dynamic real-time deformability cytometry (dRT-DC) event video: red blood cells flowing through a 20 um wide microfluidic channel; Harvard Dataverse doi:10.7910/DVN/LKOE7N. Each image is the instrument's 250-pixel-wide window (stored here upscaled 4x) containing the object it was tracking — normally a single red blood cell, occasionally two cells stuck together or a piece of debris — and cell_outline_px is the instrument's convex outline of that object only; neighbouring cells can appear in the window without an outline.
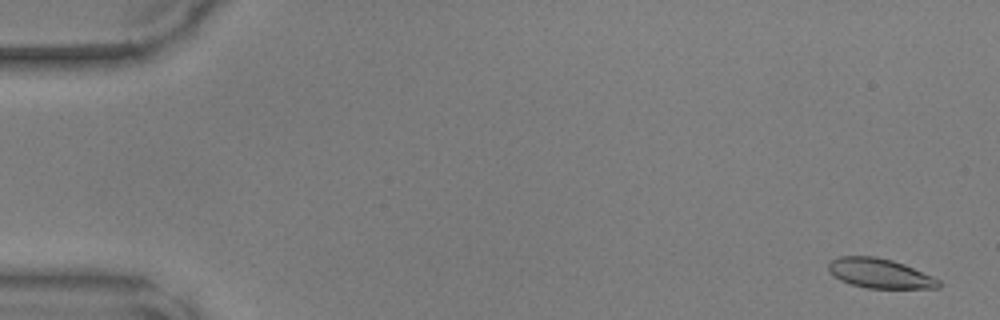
{"species": "common noctule bat (a hibernating species)", "species_latin": "Nyctalus noctula", "temperature_condition": "warm", "stored_images_in_passage": 50, "camera_frame_rate_fps": 3000, "um_per_image_px": 0.085, "animal": {"sex": "male", "body_mass_g": 17.9, "forearm_length_mm": 54.2}, "frame": {"image": 1, "passage_image": 2, "time_ms": 0.333, "image_size_px": [1000, 320], "cell_outline_px": [[940, 288], [868, 288], [852, 284], [840, 280], [828, 268], [828, 264], [832, 260], [840, 256], [876, 256], [892, 260], [904, 264], [932, 276], [940, 280]], "centroid_in_image_um": [74.81, 23.23], "position_along_channel_um": 10.2, "area_um2": 18.79}}
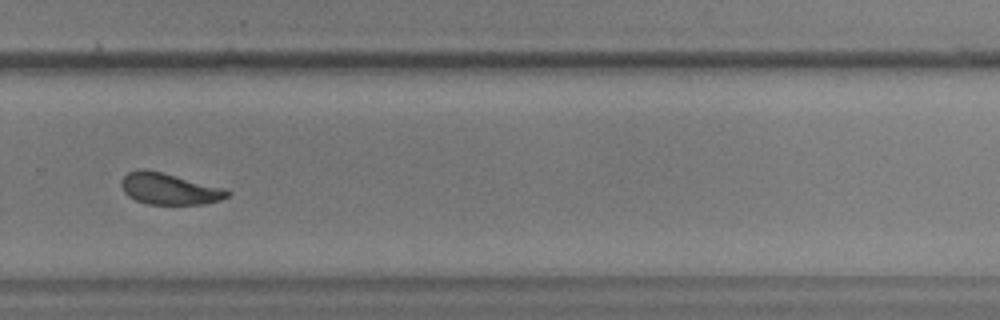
{"frame": {"image": 2, "passage_image": 34, "time_ms": 11.0, "image_size_px": [1000, 320], "cell_outline_px": [[232, 192], [228, 196], [220, 200], [204, 204], [148, 204], [136, 200], [128, 196], [124, 192], [120, 184], [120, 180], [128, 172], [140, 168], [144, 168], [224, 188]], "centroid_in_image_um": [14.35, 16.05], "position_along_channel_um": 315.4, "area_um2": 19.31}}
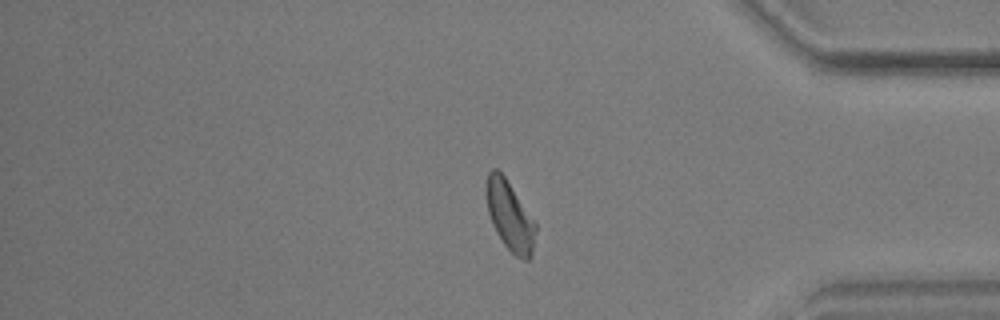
{"frame": {"image": 3, "passage_image": 41, "time_ms": 13.333, "image_size_px": [1000, 320], "cell_outline_px": [[536, 228], [532, 256], [528, 260], [524, 260], [516, 256], [504, 244], [496, 232], [492, 224], [488, 212], [484, 188], [488, 172], [492, 168], [496, 168], [504, 176], [536, 224]], "centroid_in_image_um": [43.3, 18.34], "position_along_channel_um": 391.9, "area_um2": 19.83}}